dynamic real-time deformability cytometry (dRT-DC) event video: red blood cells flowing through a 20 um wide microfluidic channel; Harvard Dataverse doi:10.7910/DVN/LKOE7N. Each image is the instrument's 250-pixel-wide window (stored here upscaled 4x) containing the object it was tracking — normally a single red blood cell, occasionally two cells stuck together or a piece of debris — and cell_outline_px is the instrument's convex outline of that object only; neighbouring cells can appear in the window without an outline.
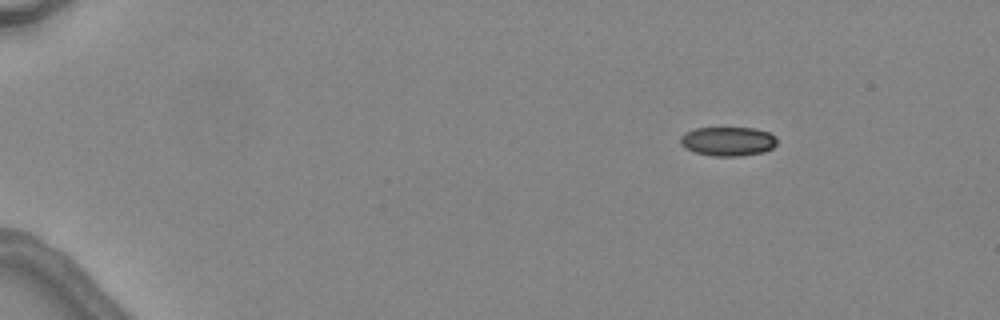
{"species": "common noctule bat (a hibernating species)", "species_latin": "Nyctalus noctula", "temperature_condition": "warm", "stored_images_in_passage": 5, "camera_frame_rate_fps": 3000, "um_per_image_px": 0.085, "animal": {"sex": "female", "body_mass_g": 24.6, "forearm_length_mm": 56.2}, "frame": {"image": 1, "passage_image": 1, "time_ms": 0.0, "image_size_px": [1000, 320], "cell_outline_px": [[776, 144], [772, 148], [764, 152], [740, 156], [712, 156], [696, 152], [684, 148], [680, 144], [680, 136], [684, 132], [696, 128], [756, 128], [768, 132], [776, 136]], "centroid_in_image_um": [61.86, 12.01], "position_along_channel_um": 23.1, "area_um2": 16.53}}